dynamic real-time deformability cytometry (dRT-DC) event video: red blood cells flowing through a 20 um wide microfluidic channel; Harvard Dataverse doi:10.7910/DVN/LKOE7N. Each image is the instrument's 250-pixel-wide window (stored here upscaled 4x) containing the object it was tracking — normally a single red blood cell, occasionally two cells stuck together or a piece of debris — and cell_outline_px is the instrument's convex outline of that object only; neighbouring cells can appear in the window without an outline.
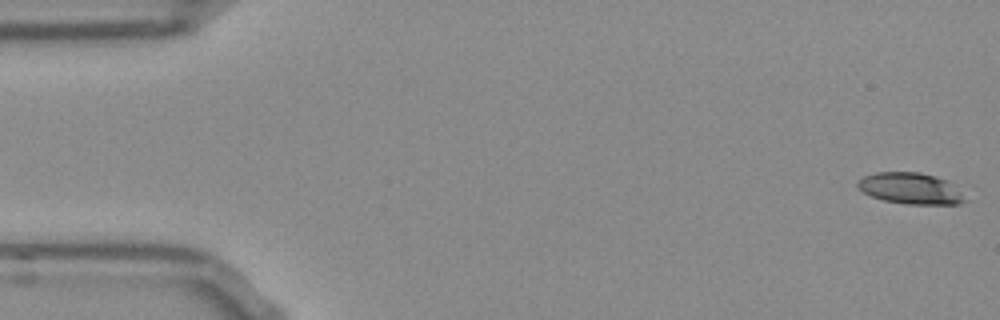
{"species": "Egyptian fruit bat (a non-hibernating species)", "species_latin": "Rousettus aegyptiacus", "temperature_condition": "room temperature", "stored_images_in_passage": 52, "camera_frame_rate_fps": 3000, "um_per_image_px": 0.085, "frame": {"image": 1, "passage_image": 1, "time_ms": 0.0, "image_size_px": [1000, 320], "cell_outline_px": [[964, 200], [960, 204], [904, 204], [884, 200], [872, 196], [856, 188], [856, 184], [864, 176], [876, 172], [920, 172], [936, 176], [944, 180]], "centroid_in_image_um": [77.26, 16.01], "position_along_channel_um": 7.7, "area_um2": 18.9}}
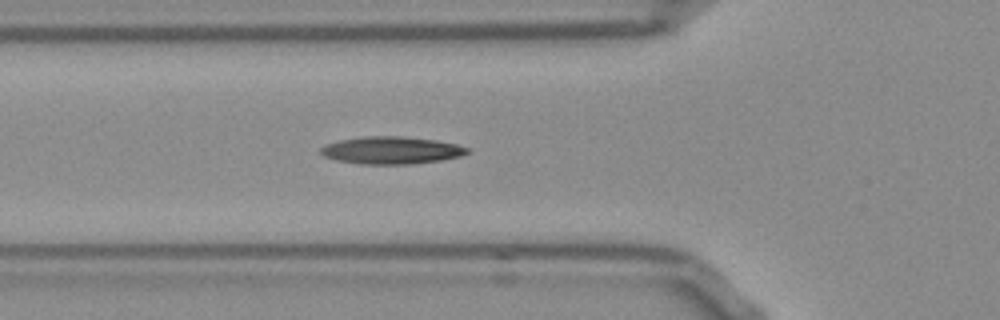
{"frame": {"image": 2, "passage_image": 18, "time_ms": 5.667, "image_size_px": [1000, 320], "cell_outline_px": [[472, 152], [460, 156], [440, 160], [412, 164], [360, 164], [336, 160], [324, 156], [320, 152], [320, 148], [328, 144], [340, 140], [364, 136], [400, 136], [436, 140], [456, 144], [468, 148]], "centroid_in_image_um": [33.28, 12.77], "position_along_channel_um": 92.5, "area_um2": 23.35}}
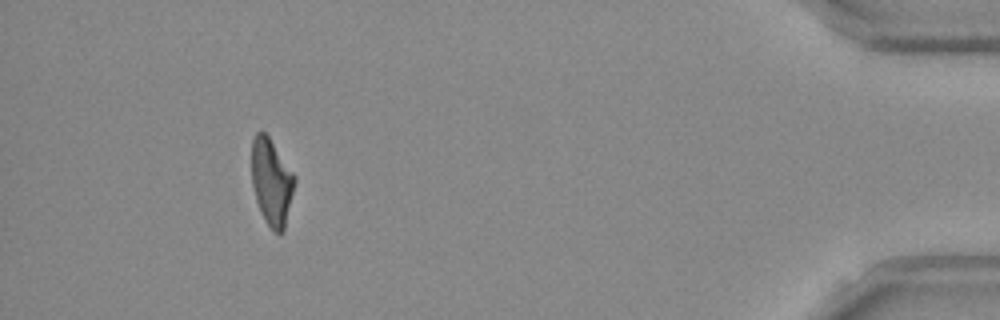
{"frame": {"image": 3, "passage_image": 48, "time_ms": 15.667, "image_size_px": [1000, 320], "cell_outline_px": [[296, 180], [284, 232], [272, 232], [264, 220], [256, 200], [252, 184], [252, 140], [256, 132], [264, 132], [268, 136], [296, 176]], "centroid_in_image_um": [23.09, 15.5], "position_along_channel_um": 412.1, "area_um2": 21.73}, "authors_computed_cell_mechanics": {"area_um2": 21.964, "velocity_mm_per_s": 3.8542, "shape_relaxation_time_tau1_ms": null, "shape_relaxation_time_tau2_ms": 6.3672, "deformation_change_tau1": null, "deformation_change_tau2": 0.1588}}